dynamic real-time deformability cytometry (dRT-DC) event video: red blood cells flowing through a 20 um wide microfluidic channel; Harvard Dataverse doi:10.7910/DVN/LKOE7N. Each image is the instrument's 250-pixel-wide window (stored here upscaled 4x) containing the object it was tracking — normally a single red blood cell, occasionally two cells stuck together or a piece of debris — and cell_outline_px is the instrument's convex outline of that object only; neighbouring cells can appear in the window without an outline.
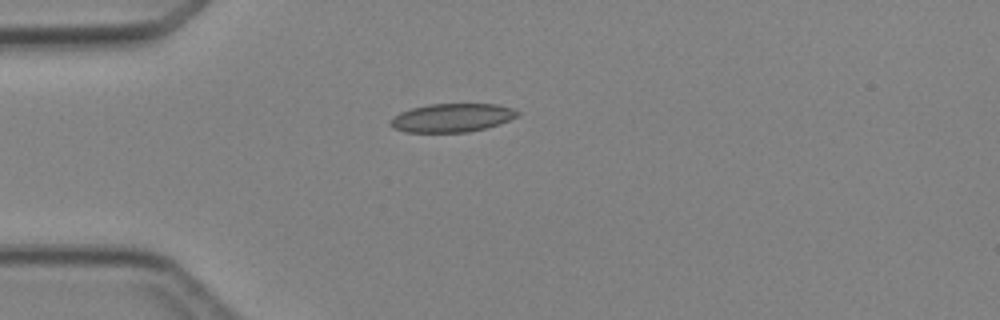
{"species": "Egyptian fruit bat (a non-hibernating species)", "species_latin": "Rousettus aegyptiacus", "temperature_condition": "cold", "stored_images_in_passage": 1, "camera_frame_rate_fps": 3000, "um_per_image_px": 0.085, "animal": {"sex": "female"}, "frame": {"image": 1, "passage_image": 1, "time_ms": 0.0, "image_size_px": [1000, 320], "cell_outline_px": [[520, 112], [516, 116], [500, 124], [468, 132], [404, 132], [392, 128], [388, 124], [388, 120], [392, 116], [400, 112], [412, 108], [428, 104], [496, 104], [512, 108]], "centroid_in_image_um": [38.34, 10.01], "position_along_channel_um": 46.7, "area_um2": 21.21}}